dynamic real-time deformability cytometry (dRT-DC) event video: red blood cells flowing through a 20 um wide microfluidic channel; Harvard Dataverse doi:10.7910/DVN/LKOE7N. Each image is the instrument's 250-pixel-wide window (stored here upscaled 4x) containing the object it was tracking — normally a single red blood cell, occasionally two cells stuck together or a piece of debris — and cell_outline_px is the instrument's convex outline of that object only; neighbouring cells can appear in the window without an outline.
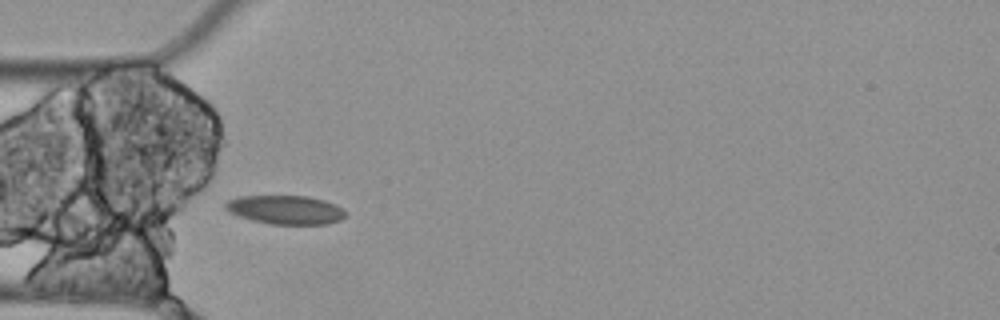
{"species": "Egyptian fruit bat (a non-hibernating species)", "species_latin": "Rousettus aegyptiacus", "temperature_condition": "cold", "stored_images_in_passage": 13, "camera_frame_rate_fps": 3000, "um_per_image_px": 0.085, "animal": {"sex": "female"}, "frame": {"image": 1, "passage_image": 4, "time_ms": 1.0, "image_size_px": [1000, 320], "cell_outline_px": [[344, 216], [340, 220], [328, 224], [272, 224], [252, 220], [228, 212], [224, 208], [224, 204], [228, 200], [236, 196], [308, 196], [324, 200], [340, 208], [344, 212]], "centroid_in_image_um": [24.2, 17.82], "position_along_channel_um": 60.8, "area_um2": 20.0}}
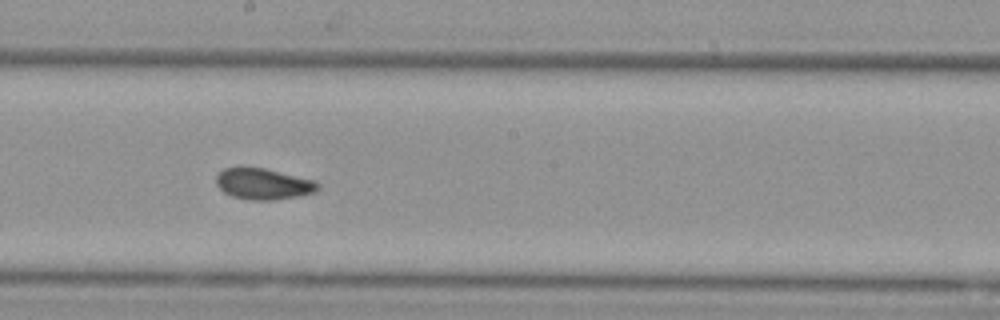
{"frame": {"image": 2, "passage_image": 8, "time_ms": 2.333, "image_size_px": [1000, 320], "cell_outline_px": [[320, 188], [316, 192], [296, 196], [272, 200], [252, 200], [232, 196], [224, 192], [216, 184], [216, 176], [224, 168], [240, 164], [244, 164], [264, 168], [316, 180], [320, 184]], "centroid_in_image_um": [22.36, 15.59], "position_along_channel_um": 225.8, "area_um2": 18.96}}
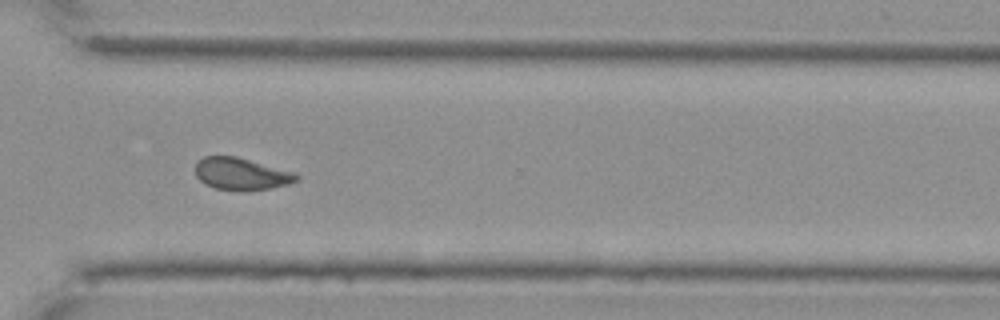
{"frame": {"image": 3, "passage_image": 11, "time_ms": 3.333, "image_size_px": [1000, 320], "cell_outline_px": [[300, 180], [288, 184], [248, 192], [240, 192], [216, 188], [204, 184], [196, 176], [196, 164], [204, 156], [236, 156], [296, 172], [300, 176]], "centroid_in_image_um": [20.55, 14.8], "position_along_channel_um": 350.1, "area_um2": 19.25}}